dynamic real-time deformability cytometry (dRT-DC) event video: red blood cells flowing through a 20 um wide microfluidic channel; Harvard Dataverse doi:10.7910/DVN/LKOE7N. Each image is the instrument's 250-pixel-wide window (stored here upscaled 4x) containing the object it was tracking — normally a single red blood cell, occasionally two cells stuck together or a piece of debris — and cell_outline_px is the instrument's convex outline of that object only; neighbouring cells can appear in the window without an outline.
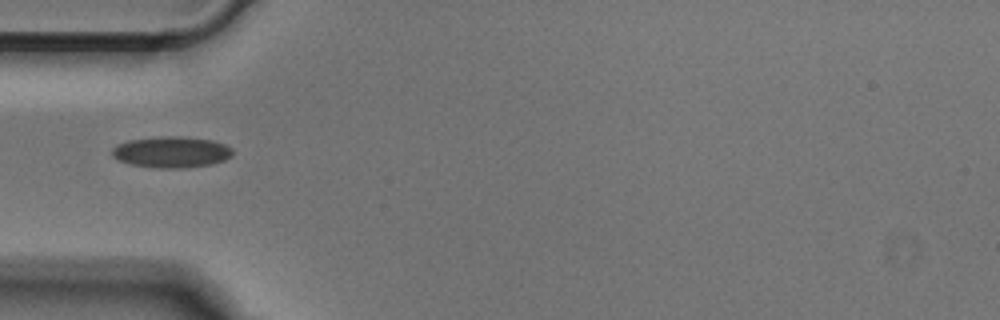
{"species": "Egyptian fruit bat (a non-hibernating species)", "species_latin": "Rousettus aegyptiacus", "temperature_condition": "cold", "stored_images_in_passage": 36, "camera_frame_rate_fps": 3000, "um_per_image_px": 0.085, "animal": {"sex": "male"}, "frame": {"image": 1, "passage_image": 1, "time_ms": 0.0, "image_size_px": [1000, 320], "cell_outline_px": [[232, 156], [224, 160], [212, 164], [184, 168], [156, 168], [132, 164], [120, 160], [112, 156], [112, 148], [116, 144], [128, 140], [160, 136], [180, 136], [212, 140], [224, 144], [232, 148]], "centroid_in_image_um": [14.57, 12.92], "position_along_channel_um": 70.4, "area_um2": 21.96}}
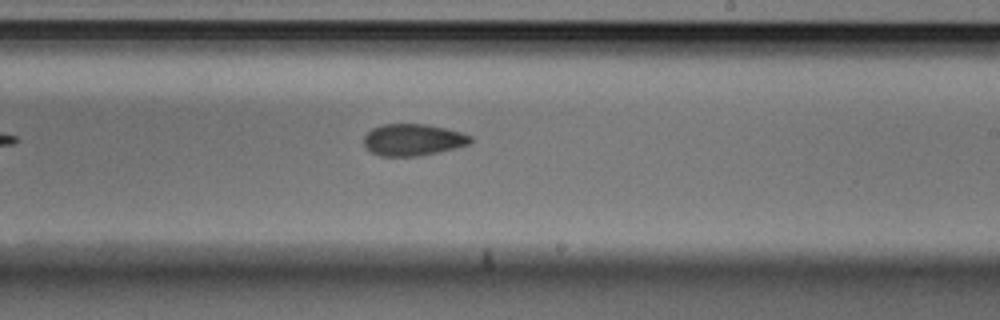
{"frame": {"image": 2, "passage_image": 15, "time_ms": 4.667, "image_size_px": [1000, 320], "cell_outline_px": [[472, 144], [456, 148], [420, 156], [380, 156], [364, 148], [364, 136], [372, 128], [380, 124], [424, 124], [444, 128], [460, 132], [472, 136]], "centroid_in_image_um": [35.1, 11.89], "position_along_channel_um": 253.9, "area_um2": 19.88}}
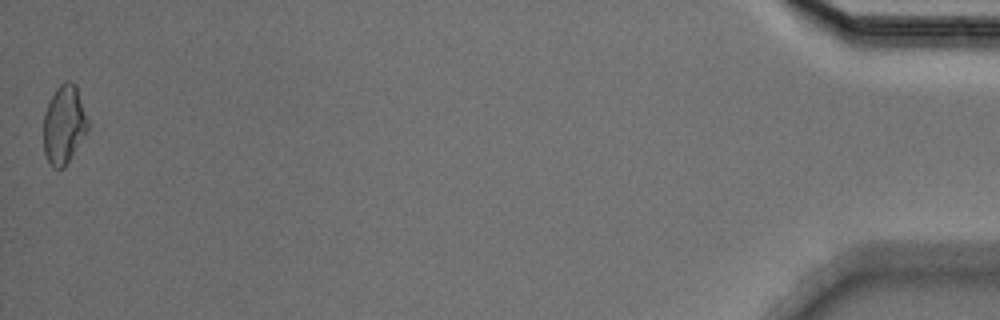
{"frame": {"image": 3, "passage_image": 36, "time_ms": 11.667, "image_size_px": [1000, 320], "cell_outline_px": [[88, 128], [64, 168], [52, 168], [44, 152], [44, 112], [56, 88], [64, 80], [72, 80], [76, 84], [88, 120]], "centroid_in_image_um": [5.43, 10.55], "position_along_channel_um": 429.8, "area_um2": 20.11}}